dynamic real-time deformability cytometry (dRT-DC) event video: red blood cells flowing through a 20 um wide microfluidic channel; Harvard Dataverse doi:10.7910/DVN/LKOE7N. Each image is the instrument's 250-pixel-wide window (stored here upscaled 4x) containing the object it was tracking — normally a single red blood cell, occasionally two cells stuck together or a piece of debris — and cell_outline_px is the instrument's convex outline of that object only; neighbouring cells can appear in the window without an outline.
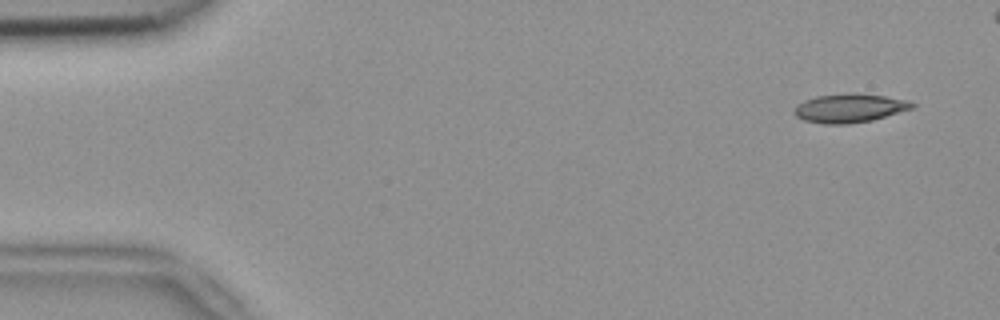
{"species": "common noctule bat (a hibernating species)", "species_latin": "Nyctalus noctula", "temperature_condition": "room temperature", "stored_images_in_passage": 48, "camera_frame_rate_fps": 3000, "um_per_image_px": 0.085, "animal": {"sex": "female", "body_mass_g": 18.4}, "frame": {"image": 1, "passage_image": 3, "time_ms": 0.667, "image_size_px": [1000, 320], "cell_outline_px": [[916, 104], [912, 108], [872, 120], [848, 124], [824, 124], [804, 120], [796, 116], [792, 112], [792, 108], [796, 104], [804, 100], [816, 96], [848, 92], [852, 92], [884, 96], [908, 100]], "centroid_in_image_um": [72.15, 9.18], "position_along_channel_um": 12.9, "area_um2": 19.94}}
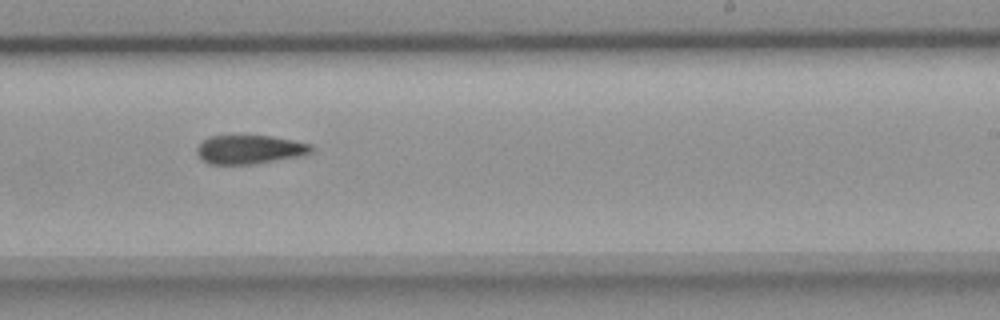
{"frame": {"image": 2, "passage_image": 32, "time_ms": 10.333, "image_size_px": [1000, 320], "cell_outline_px": [[312, 152], [304, 156], [252, 164], [208, 164], [200, 160], [196, 152], [196, 148], [208, 136], [272, 136], [312, 144]], "centroid_in_image_um": [21.22, 12.72], "position_along_channel_um": 267.8, "area_um2": 19.36}}
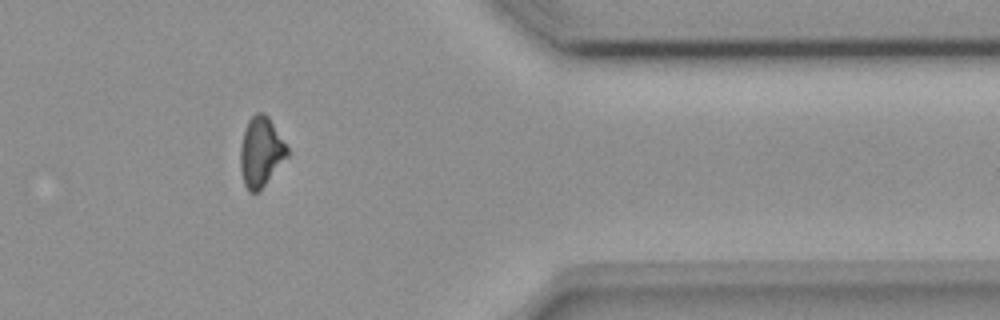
{"frame": {"image": 3, "passage_image": 43, "time_ms": 14.0, "image_size_px": [1000, 320], "cell_outline_px": [[288, 156], [264, 184], [256, 192], [248, 192], [244, 184], [240, 168], [240, 148], [244, 132], [248, 120], [256, 112], [264, 112], [268, 116], [288, 148]], "centroid_in_image_um": [22.16, 12.89], "position_along_channel_um": 389.2, "area_um2": 18.73}}